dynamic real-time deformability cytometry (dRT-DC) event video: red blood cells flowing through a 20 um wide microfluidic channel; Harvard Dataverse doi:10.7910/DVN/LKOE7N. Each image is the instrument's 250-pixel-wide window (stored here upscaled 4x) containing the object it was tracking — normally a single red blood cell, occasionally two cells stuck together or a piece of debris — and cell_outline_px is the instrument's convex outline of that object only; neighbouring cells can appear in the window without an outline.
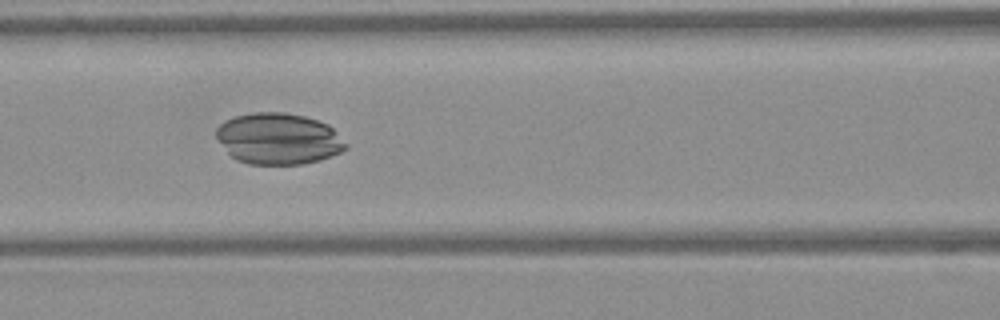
{"species": "Egyptian fruit bat (a non-hibernating species)", "species_latin": "Rousettus aegyptiacus", "temperature_condition": "warm", "stored_images_in_passage": 45, "camera_frame_rate_fps": 3000, "um_per_image_px": 0.085, "frame": {"image": 1, "passage_image": 18, "time_ms": 5.667, "image_size_px": [1000, 320], "cell_outline_px": [[348, 148], [340, 152], [320, 160], [304, 164], [248, 164], [236, 160], [228, 152], [216, 136], [216, 128], [220, 124], [236, 116], [252, 112], [284, 112], [304, 116], [328, 124], [348, 144]], "centroid_in_image_um": [23.68, 11.79], "position_along_channel_um": 142.9, "area_um2": 38.61}}
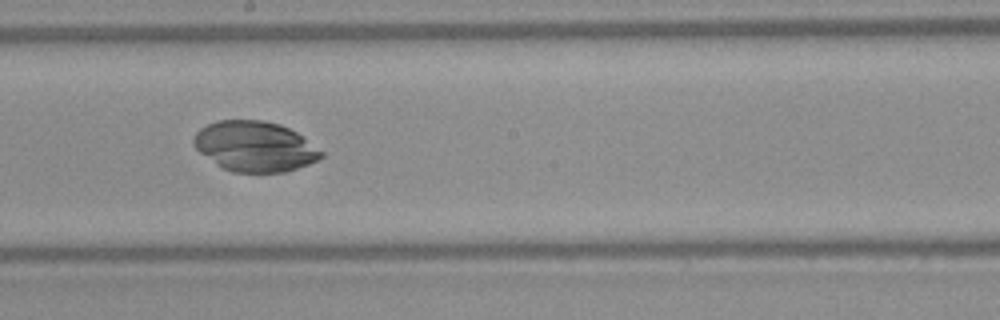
{"frame": {"image": 2, "passage_image": 24, "time_ms": 7.667, "image_size_px": [1000, 320], "cell_outline_px": [[324, 156], [308, 164], [284, 172], [232, 172], [216, 164], [200, 152], [192, 144], [192, 140], [196, 132], [200, 128], [216, 120], [264, 120], [280, 124], [304, 136], [324, 152]], "centroid_in_image_um": [21.66, 12.43], "position_along_channel_um": 226.5, "area_um2": 37.4}}
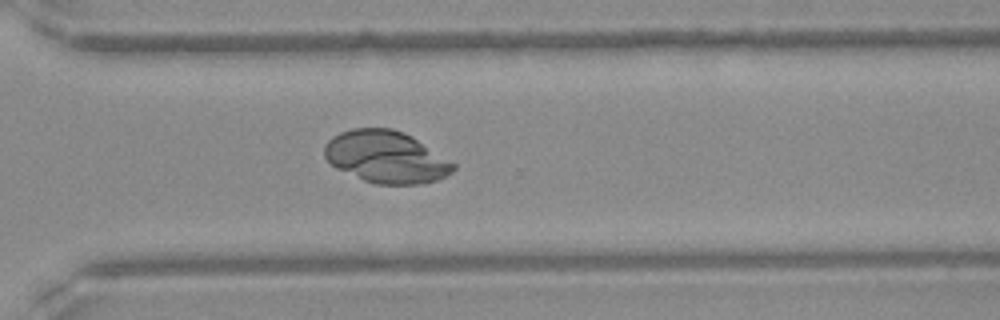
{"frame": {"image": 3, "passage_image": 32, "time_ms": 10.333, "image_size_px": [1000, 320], "cell_outline_px": [[456, 168], [452, 172], [436, 180], [424, 184], [376, 184], [364, 180], [336, 168], [324, 156], [324, 144], [332, 136], [340, 132], [352, 128], [392, 128], [404, 132], [412, 136], [456, 164]], "centroid_in_image_um": [32.81, 13.33], "position_along_channel_um": 337.8, "area_um2": 39.07}}